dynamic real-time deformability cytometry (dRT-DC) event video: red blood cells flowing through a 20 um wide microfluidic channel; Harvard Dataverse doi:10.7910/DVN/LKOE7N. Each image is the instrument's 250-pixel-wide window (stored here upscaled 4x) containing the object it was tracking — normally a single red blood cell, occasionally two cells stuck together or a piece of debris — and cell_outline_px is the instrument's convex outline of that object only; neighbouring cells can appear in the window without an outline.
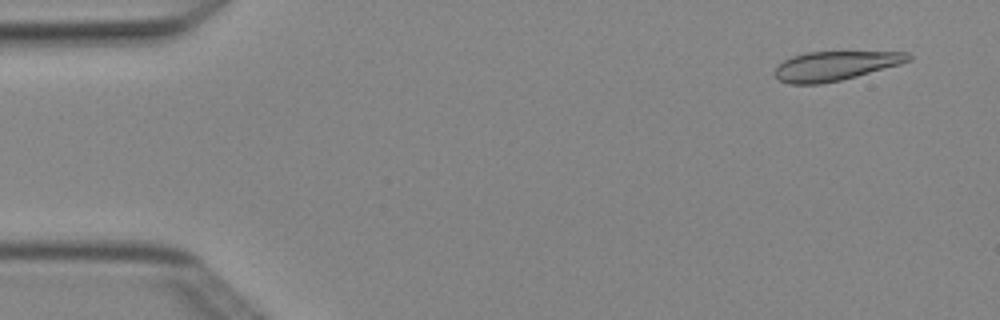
{"species": "Egyptian fruit bat (a non-hibernating species)", "species_latin": "Rousettus aegyptiacus", "temperature_condition": "cold", "stored_images_in_passage": 5, "segment_of_instrument_passage": [2, 2], "camera_frame_rate_fps": 3000, "um_per_image_px": 0.085, "animal": {"sex": "female"}, "frame": {"image": 1, "passage_image": 5, "time_ms": 1.333, "image_size_px": [1000, 320], "cell_outline_px": [[912, 60], [900, 64], [856, 76], [840, 80], [820, 84], [792, 84], [780, 80], [772, 72], [784, 60], [792, 56], [804, 52], [908, 52], [912, 56]], "centroid_in_image_um": [70.98, 5.59], "position_along_channel_um": 14.0, "area_um2": 22.6}}